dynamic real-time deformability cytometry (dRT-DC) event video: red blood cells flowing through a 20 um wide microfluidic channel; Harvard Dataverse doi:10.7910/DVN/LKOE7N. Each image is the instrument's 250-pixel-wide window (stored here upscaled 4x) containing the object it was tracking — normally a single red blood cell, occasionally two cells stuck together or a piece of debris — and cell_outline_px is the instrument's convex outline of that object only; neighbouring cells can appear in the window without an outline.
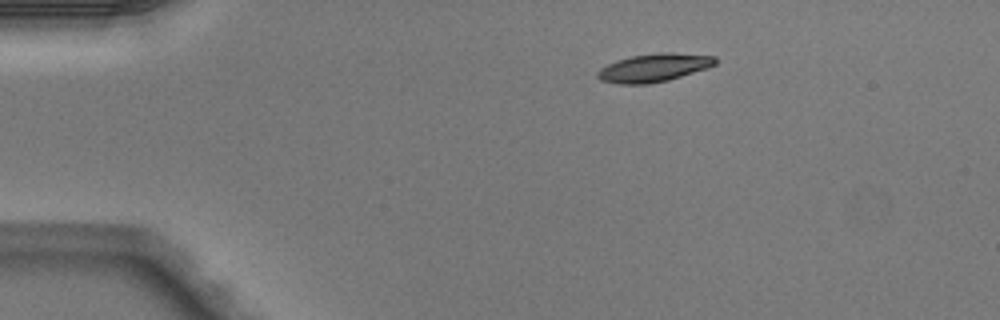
{"species": "Egyptian fruit bat (a non-hibernating species)", "species_latin": "Rousettus aegyptiacus", "temperature_condition": "warm", "stored_images_in_passage": 42, "camera_frame_rate_fps": 3000, "um_per_image_px": 0.085, "animal": {"sex": "male"}, "frame": {"image": 1, "passage_image": 1, "time_ms": 0.0, "image_size_px": [1000, 320], "cell_outline_px": [[716, 64], [708, 68], [668, 80], [648, 84], [620, 84], [600, 80], [596, 76], [596, 72], [600, 68], [616, 60], [632, 56], [660, 52], [672, 52], [716, 56]], "centroid_in_image_um": [55.58, 5.75], "position_along_channel_um": 29.4, "area_um2": 19.42}}
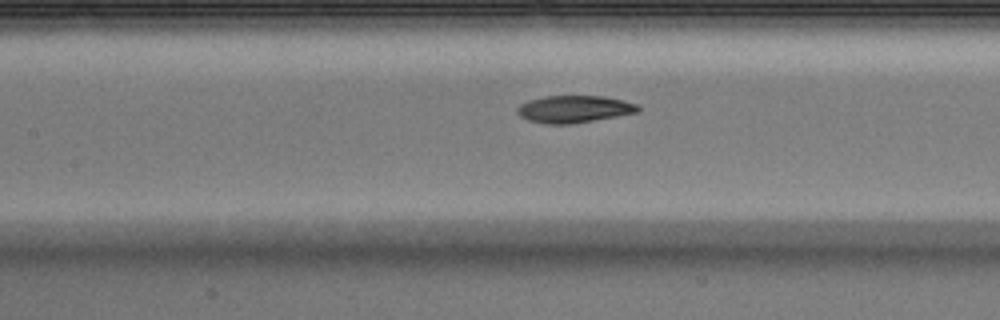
{"frame": {"image": 2, "passage_image": 15, "time_ms": 4.667, "image_size_px": [1000, 320], "cell_outline_px": [[640, 112], [568, 124], [548, 124], [528, 120], [520, 116], [516, 112], [516, 108], [520, 104], [528, 100], [544, 96], [604, 96], [624, 100], [636, 104], [640, 108]], "centroid_in_image_um": [48.78, 9.26], "position_along_channel_um": 158.6, "area_um2": 19.07}}
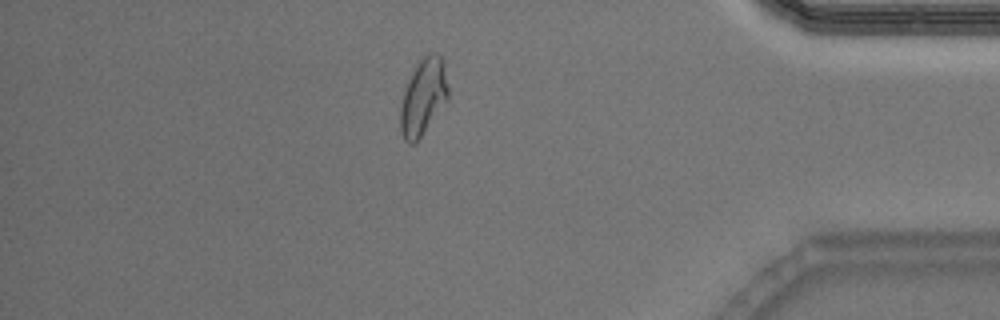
{"frame": {"image": 3, "passage_image": 35, "time_ms": 11.333, "image_size_px": [1000, 320], "cell_outline_px": [[448, 96], [416, 144], [412, 144], [404, 140], [400, 132], [400, 108], [404, 92], [420, 60], [428, 52], [436, 52], [440, 56], [444, 64], [448, 88]], "centroid_in_image_um": [35.97, 8.26], "position_along_channel_um": 399.2, "area_um2": 20.63}, "authors_computed_cell_mechanics": {"area_um2": 19.5075, "velocity_mm_per_s": 4.0864, "shape_relaxation_time_tau1_ms": 5.6856, "shape_relaxation_time_tau2_ms": 4.4849, "deformation_change_tau1": 0.1776, "deformation_change_tau2": 0.1026}}